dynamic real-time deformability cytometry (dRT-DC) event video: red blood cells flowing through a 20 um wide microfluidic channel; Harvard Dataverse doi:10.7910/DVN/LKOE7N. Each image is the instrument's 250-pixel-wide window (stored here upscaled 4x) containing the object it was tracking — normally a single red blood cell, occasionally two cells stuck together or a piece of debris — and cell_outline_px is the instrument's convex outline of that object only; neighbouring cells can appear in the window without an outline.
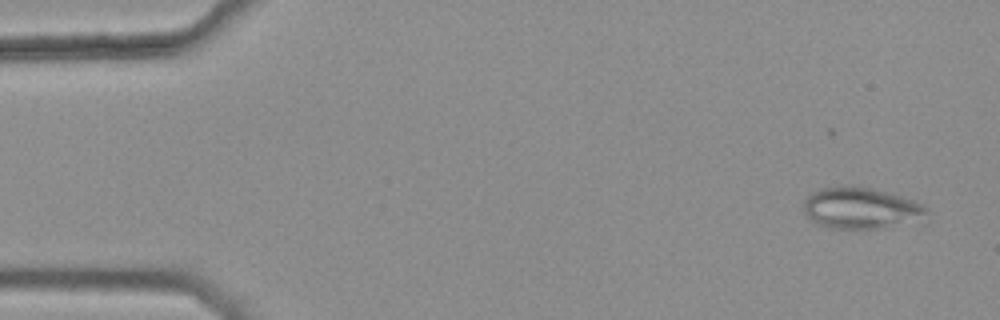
{"species": "common noctule bat (a hibernating species)", "species_latin": "Nyctalus noctula", "temperature_condition": "warm", "stored_images_in_passage": 45, "camera_frame_rate_fps": 3000, "um_per_image_px": 0.085, "animal": {"sex": "female", "body_mass_g": 25.1}, "frame": {"image": 1, "passage_image": 3, "time_ms": 0.667, "image_size_px": [1000, 320], "cell_outline_px": [[928, 212], [876, 228], [832, 228], [820, 224], [812, 220], [804, 212], [804, 200], [812, 192], [820, 188], [872, 188], [888, 192], [924, 204], [928, 208]], "centroid_in_image_um": [73.04, 17.66], "position_along_channel_um": 12.0, "area_um2": 27.69}}
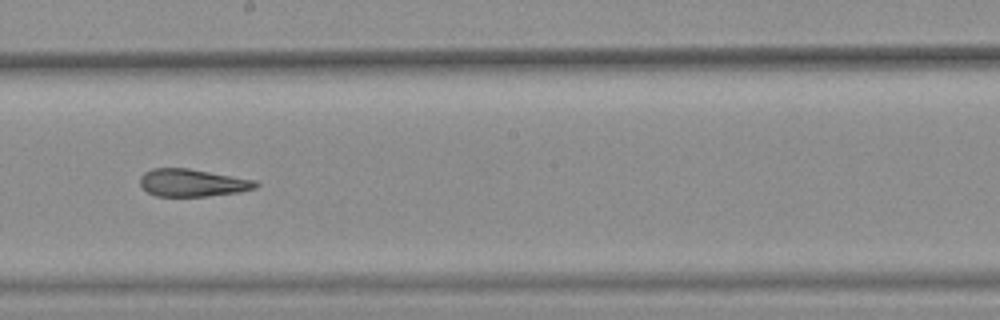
{"frame": {"image": 2, "passage_image": 30, "time_ms": 9.667, "image_size_px": [1000, 320], "cell_outline_px": [[260, 184], [256, 188], [240, 192], [208, 196], [156, 196], [148, 192], [140, 184], [140, 176], [144, 172], [152, 168], [188, 168], [256, 180]], "centroid_in_image_um": [16.37, 15.53], "position_along_channel_um": 231.8, "area_um2": 18.61}}
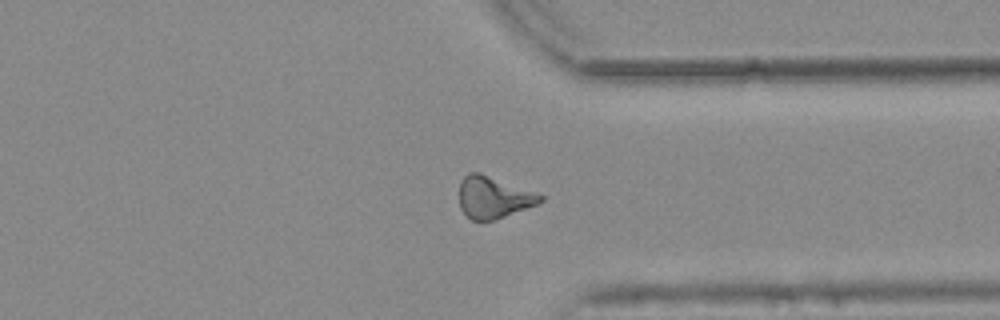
{"frame": {"image": 3, "passage_image": 41, "time_ms": 13.333, "image_size_px": [1000, 320], "cell_outline_px": [[544, 200], [536, 204], [496, 220], [472, 220], [460, 208], [460, 180], [468, 172], [480, 172], [544, 196]], "centroid_in_image_um": [41.91, 16.77], "position_along_channel_um": 369.5, "area_um2": 19.48}, "authors_computed_cell_mechanics": {"area_um2": 19.7098, "velocity_mm_per_s": 3.7858, "shape_relaxation_time_tau1_ms": null, "shape_relaxation_time_tau2_ms": 2.8048, "deformation_change_tau1": null, "deformation_change_tau2": 0.1309}}